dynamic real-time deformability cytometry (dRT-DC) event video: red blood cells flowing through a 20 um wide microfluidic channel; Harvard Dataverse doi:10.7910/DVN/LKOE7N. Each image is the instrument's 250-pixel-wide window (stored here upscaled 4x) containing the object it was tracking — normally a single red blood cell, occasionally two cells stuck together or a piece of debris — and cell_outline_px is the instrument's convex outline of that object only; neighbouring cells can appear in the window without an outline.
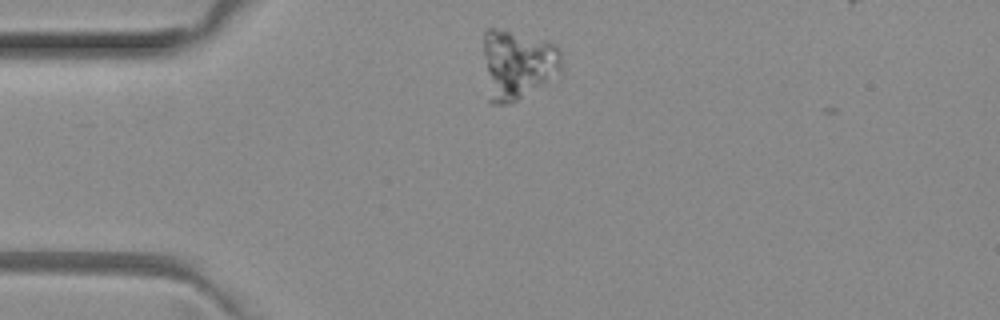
{"species": "common noctule bat (a hibernating species)", "species_latin": "Nyctalus noctula", "temperature_condition": "room temperature", "stored_images_in_passage": 2, "camera_frame_rate_fps": 3000, "um_per_image_px": 0.085, "animal": {"sex": "female", "body_mass_g": 29.2, "forearm_length_mm": 56.3}, "frame": {"image": 1, "passage_image": 1, "time_ms": 0.0, "image_size_px": [1000, 320], "cell_outline_px": [[560, 72], [544, 84], [512, 104], [488, 104], [484, 52], [484, 32], [488, 28], [496, 28], [548, 40], [556, 44], [560, 48]], "centroid_in_image_um": [43.97, 5.49], "position_along_channel_um": 41.0, "area_um2": 32.02}}